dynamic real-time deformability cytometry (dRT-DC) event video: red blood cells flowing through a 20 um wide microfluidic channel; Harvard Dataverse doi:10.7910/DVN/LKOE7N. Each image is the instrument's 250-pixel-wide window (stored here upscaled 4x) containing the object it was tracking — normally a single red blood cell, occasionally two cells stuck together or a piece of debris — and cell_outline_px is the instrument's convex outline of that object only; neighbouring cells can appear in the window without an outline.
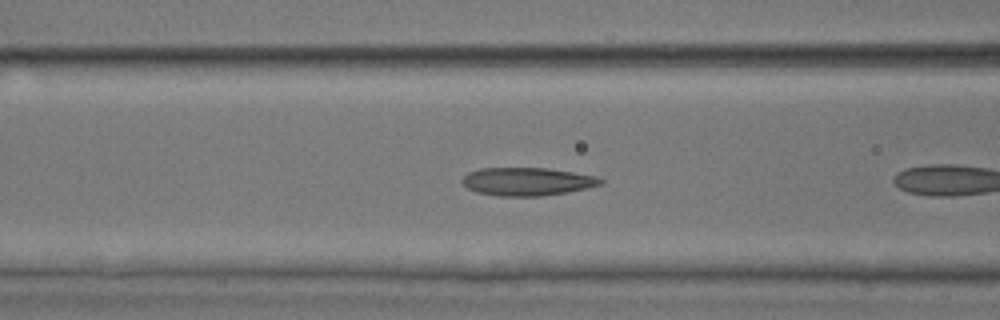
{"species": "common noctule bat (a hibernating species)", "species_latin": "Nyctalus noctula", "temperature_condition": "room temperature", "stored_images_in_passage": 10, "camera_frame_rate_fps": 3000, "um_per_image_px": 0.085, "animal": {"sex": "male", "body_mass_g": 17.9, "forearm_length_mm": 54.2}, "frame": {"image": 1, "passage_image": 6, "time_ms": 1.667, "image_size_px": [1000, 320], "cell_outline_px": [[604, 180], [600, 184], [588, 188], [568, 192], [540, 196], [496, 196], [476, 192], [468, 188], [460, 180], [468, 172], [480, 168], [548, 168], [596, 176]], "centroid_in_image_um": [44.79, 15.43], "position_along_channel_um": 121.8, "area_um2": 22.66}}